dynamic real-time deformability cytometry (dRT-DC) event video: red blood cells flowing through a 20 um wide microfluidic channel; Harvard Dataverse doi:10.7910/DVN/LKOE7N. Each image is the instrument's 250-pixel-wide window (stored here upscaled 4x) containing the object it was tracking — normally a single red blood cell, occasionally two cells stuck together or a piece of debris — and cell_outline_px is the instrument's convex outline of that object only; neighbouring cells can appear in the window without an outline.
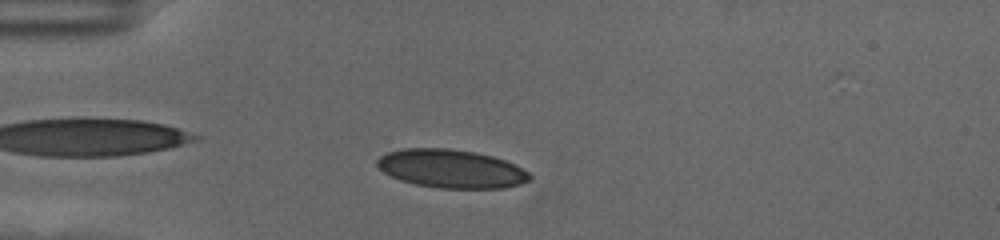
{"species": "human", "species_latin": "Homo sapiens", "temperature_condition": "cold", "stored_images_in_passage": 52, "camera_frame_rate_fps": 3000, "um_per_image_px": 0.085, "donor": {"sex": "female"}, "frame": {"image": 1, "passage_image": 10, "time_ms": 3.0, "image_size_px": [1000, 240], "cell_outline_px": [[532, 176], [528, 180], [520, 184], [504, 188], [436, 188], [416, 184], [400, 180], [384, 172], [376, 164], [376, 160], [380, 156], [388, 152], [404, 148], [448, 148], [476, 152], [492, 156], [504, 160], [528, 172]], "centroid_in_image_um": [38.33, 14.34], "position_along_channel_um": 46.7, "area_um2": 33.99}}
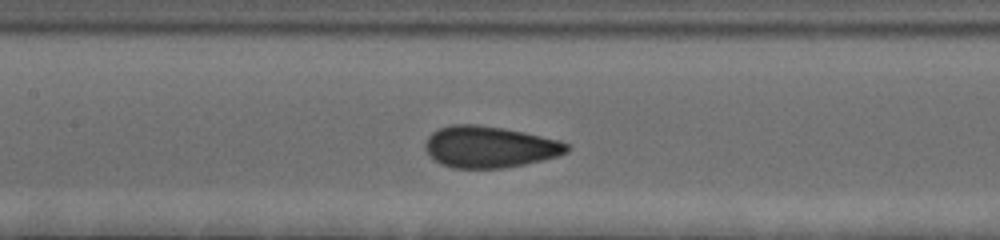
{"frame": {"image": 2, "passage_image": 22, "time_ms": 7.0, "image_size_px": [1000, 240], "cell_outline_px": [[572, 148], [568, 152], [556, 156], [524, 164], [504, 168], [452, 168], [440, 164], [428, 156], [424, 148], [424, 144], [428, 136], [432, 132], [440, 128], [452, 124], [476, 124], [504, 128], [524, 132], [556, 140], [568, 144]], "centroid_in_image_um": [41.56, 12.49], "position_along_channel_um": 165.8, "area_um2": 34.33}}
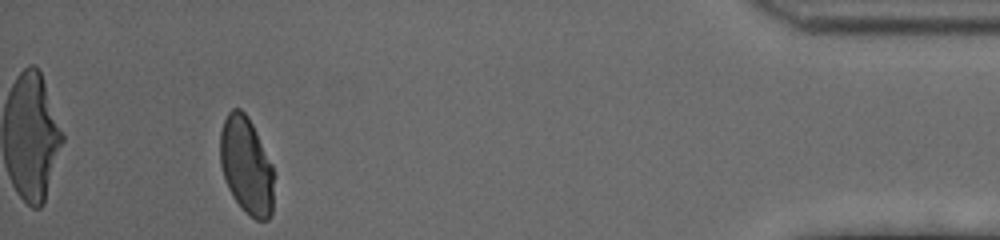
{"frame": {"image": 3, "passage_image": 48, "time_ms": 15.667, "image_size_px": [1000, 240], "cell_outline_px": [[272, 212], [268, 220], [256, 220], [232, 196], [228, 188], [220, 164], [220, 132], [224, 120], [228, 112], [232, 108], [240, 108], [248, 116], [272, 164]], "centroid_in_image_um": [20.92, 14.03], "position_along_channel_um": 414.3, "area_um2": 29.94}}